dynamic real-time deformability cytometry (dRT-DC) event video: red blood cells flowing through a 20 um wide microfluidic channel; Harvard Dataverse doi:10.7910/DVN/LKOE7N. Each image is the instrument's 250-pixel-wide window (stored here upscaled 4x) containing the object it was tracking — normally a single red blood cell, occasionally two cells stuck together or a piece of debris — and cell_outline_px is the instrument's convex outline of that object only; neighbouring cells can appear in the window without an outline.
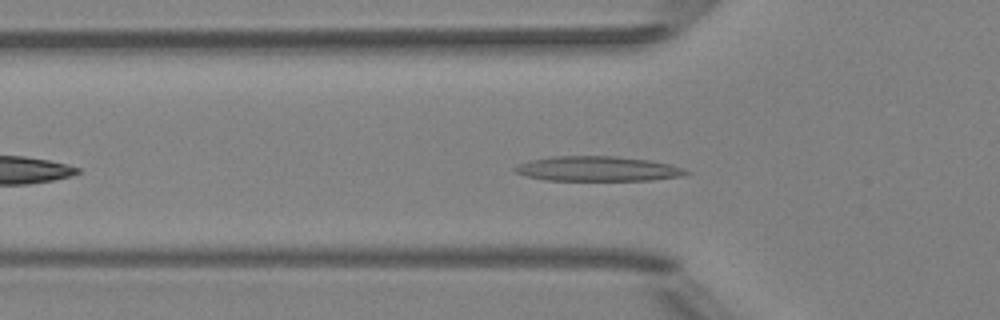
{"species": "Egyptian fruit bat (a non-hibernating species)", "species_latin": "Rousettus aegyptiacus", "temperature_condition": "room temperature", "stored_images_in_passage": 39, "camera_frame_rate_fps": 3000, "um_per_image_px": 0.085, "animal": {"sex": "female"}, "frame": {"image": 1, "passage_image": 8, "time_ms": 2.333, "image_size_px": [1000, 320], "cell_outline_px": [[692, 172], [684, 176], [652, 180], [544, 180], [524, 176], [512, 172], [512, 168], [516, 164], [528, 160], [552, 156], [616, 156], [648, 160], [668, 164], [684, 168]], "centroid_in_image_um": [50.73, 14.35], "position_along_channel_um": 75.1, "area_um2": 25.14}}
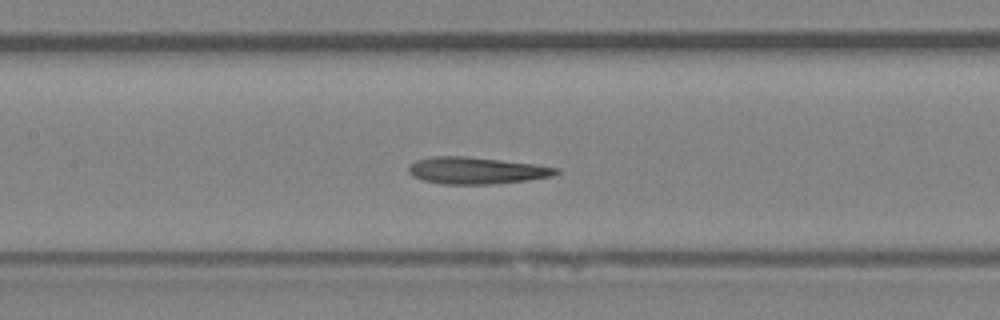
{"frame": {"image": 2, "passage_image": 15, "time_ms": 4.667, "image_size_px": [1000, 320], "cell_outline_px": [[560, 172], [552, 176], [524, 180], [492, 184], [444, 184], [424, 180], [412, 176], [408, 172], [408, 164], [416, 160], [432, 156], [468, 156], [532, 164], [560, 168]], "centroid_in_image_um": [40.44, 14.49], "position_along_channel_um": 167.0, "area_um2": 22.95}}
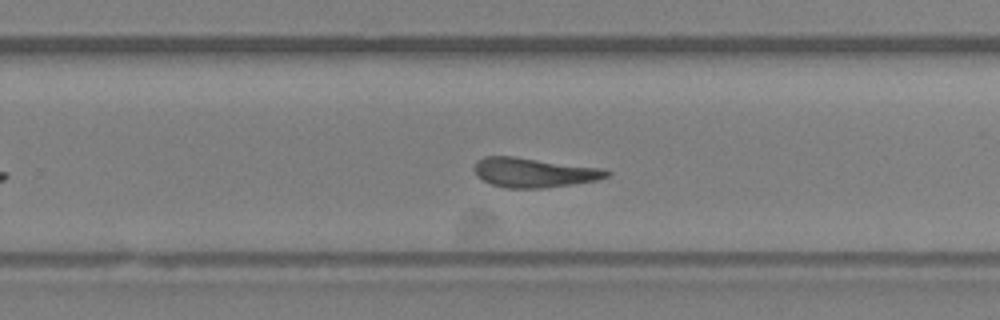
{"frame": {"image": 3, "passage_image": 24, "time_ms": 7.667, "image_size_px": [1000, 320], "cell_outline_px": [[612, 172], [608, 176], [596, 180], [544, 188], [504, 188], [492, 184], [484, 180], [472, 168], [476, 160], [484, 156], [516, 156], [604, 168]], "centroid_in_image_um": [45.38, 14.65], "position_along_channel_um": 284.4, "area_um2": 22.89}, "authors_computed_cell_mechanics": {"area_um2": 22.4264, "velocity_mm_per_s": 3.9396, "shape_relaxation_time_tau1_ms": 6.2396, "shape_relaxation_time_tau2_ms": 3.5616, "deformation_change_tau1": 0.2017, "deformation_change_tau2": 0.1201}}